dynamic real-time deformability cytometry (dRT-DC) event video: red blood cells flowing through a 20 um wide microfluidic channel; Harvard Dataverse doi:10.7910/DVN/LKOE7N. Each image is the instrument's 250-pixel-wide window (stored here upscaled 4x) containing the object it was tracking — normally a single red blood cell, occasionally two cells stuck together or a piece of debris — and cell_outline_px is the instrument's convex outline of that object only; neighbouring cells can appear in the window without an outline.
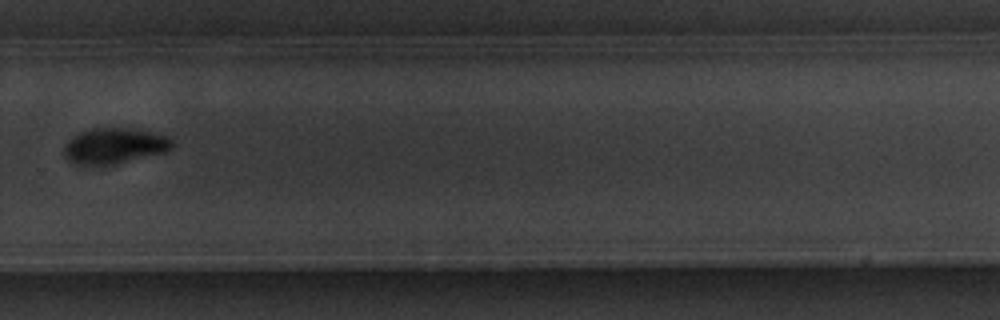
{"species": "common noctule bat (a hibernating species)", "species_latin": "Nyctalus noctula", "temperature_condition": "warm", "stored_images_in_passage": 12, "camera_frame_rate_fps": 3000, "um_per_image_px": 0.085, "animal": {"sex": "male", "body_mass_g": 20.1, "forearm_length_mm": 53.5}, "frame": {"image": 1, "passage_image": 12, "time_ms": 13.667, "image_size_px": [1000, 320], "cell_outline_px": [[172, 148], [168, 152], [116, 164], [76, 164], [68, 160], [64, 156], [64, 144], [68, 140], [80, 132], [92, 128], [128, 128], [152, 132], [164, 136], [172, 140]], "centroid_in_image_um": [9.72, 12.4], "position_along_channel_um": 320.1, "area_um2": 22.43}}